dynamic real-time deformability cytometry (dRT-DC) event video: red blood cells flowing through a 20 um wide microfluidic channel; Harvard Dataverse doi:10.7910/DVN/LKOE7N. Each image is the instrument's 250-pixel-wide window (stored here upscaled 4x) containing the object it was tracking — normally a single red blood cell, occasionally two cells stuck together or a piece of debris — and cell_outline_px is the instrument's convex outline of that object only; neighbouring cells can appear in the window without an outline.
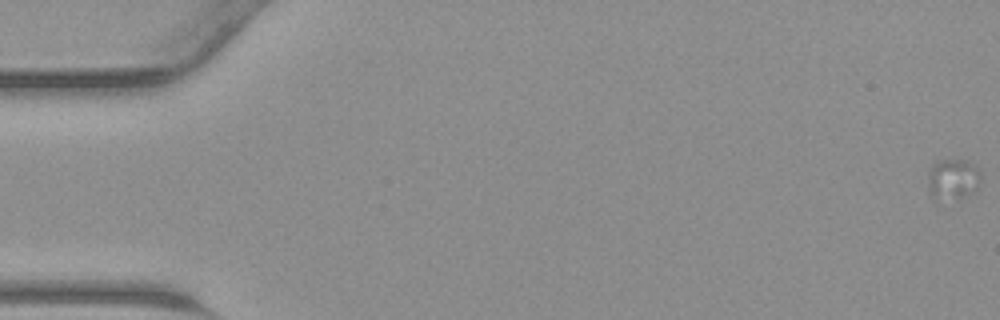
{"species": "common noctule bat (a hibernating species)", "species_latin": "Nyctalus noctula", "temperature_condition": "warm", "stored_images_in_passage": 19, "camera_frame_rate_fps": 3000, "um_per_image_px": 0.085, "animal": {"sex": "male", "body_mass_g": 23.1, "forearm_length_mm": 52.7}, "frame": {"image": 1, "passage_image": 1, "time_ms": 0.0, "image_size_px": [1000, 320], "cell_outline_px": [[980, 180], [976, 188], [972, 192], [960, 196], [932, 196], [928, 184], [928, 172], [936, 160], [968, 160], [976, 164], [980, 168]], "centroid_in_image_um": [81.03, 15.11], "position_along_channel_um": 4.0, "area_um2": 12.02}}
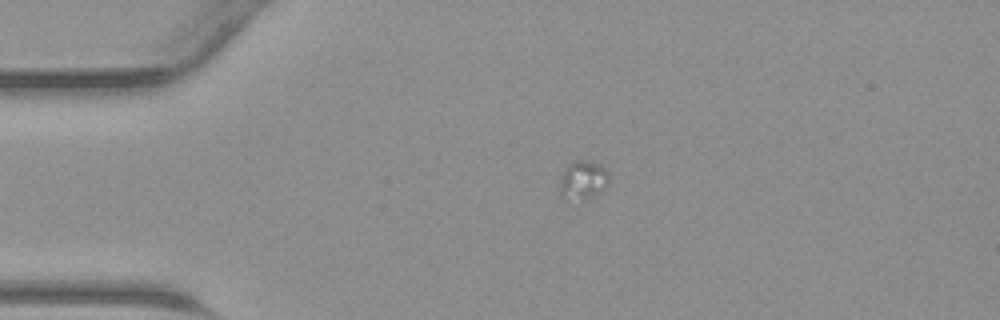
{"frame": {"image": 2, "passage_image": 12, "time_ms": 3.667, "image_size_px": [1000, 320], "cell_outline_px": [[608, 180], [600, 192], [584, 200], [564, 192], [560, 188], [560, 184], [564, 168], [572, 160], [588, 160], [600, 164], [608, 172]], "centroid_in_image_um": [49.6, 15.2], "position_along_channel_um": 35.4, "area_um2": 10.4}}